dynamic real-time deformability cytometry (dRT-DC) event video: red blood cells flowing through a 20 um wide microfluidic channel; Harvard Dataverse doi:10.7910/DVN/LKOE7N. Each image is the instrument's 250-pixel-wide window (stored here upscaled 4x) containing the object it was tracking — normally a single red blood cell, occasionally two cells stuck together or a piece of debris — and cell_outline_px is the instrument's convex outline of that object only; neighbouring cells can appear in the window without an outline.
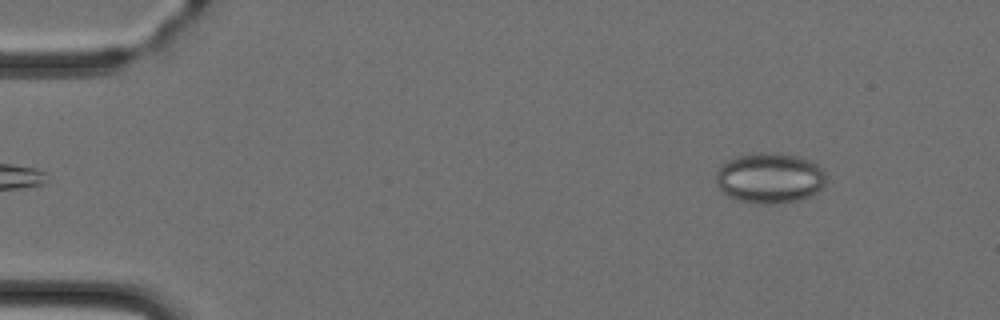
{"species": "Egyptian fruit bat (a non-hibernating species)", "species_latin": "Rousettus aegyptiacus", "temperature_condition": "cold", "stored_images_in_passage": 3, "camera_frame_rate_fps": 3000, "um_per_image_px": 0.085, "animal": {"sex": "female"}, "frame": {"image": 1, "passage_image": 1, "time_ms": 0.0, "image_size_px": [1000, 320], "cell_outline_px": [[828, 176], [824, 188], [812, 196], [780, 204], [760, 204], [740, 200], [728, 196], [720, 192], [716, 184], [716, 172], [720, 164], [736, 156], [772, 152], [776, 152], [796, 156], [812, 160], [824, 168]], "centroid_in_image_um": [65.47, 15.14], "position_along_channel_um": 19.5, "area_um2": 33.12}}